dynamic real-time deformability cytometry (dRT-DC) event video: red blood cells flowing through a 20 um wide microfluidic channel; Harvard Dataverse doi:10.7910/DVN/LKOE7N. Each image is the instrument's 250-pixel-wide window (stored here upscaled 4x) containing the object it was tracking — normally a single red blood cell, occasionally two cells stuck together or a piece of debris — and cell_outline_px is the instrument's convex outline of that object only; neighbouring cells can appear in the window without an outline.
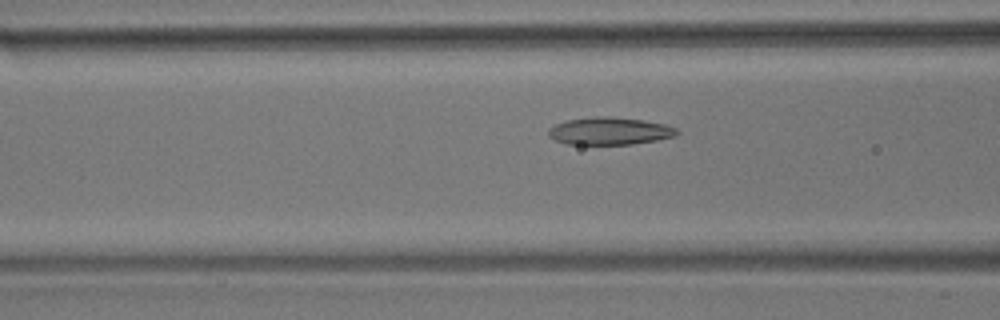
{"species": "common noctule bat (a hibernating species)", "species_latin": "Nyctalus noctula", "temperature_condition": "room temperature", "stored_images_in_passage": 39, "camera_frame_rate_fps": 3000, "um_per_image_px": 0.085, "animal": {"sex": "male", "body_mass_g": 17.9}, "frame": {"image": 1, "passage_image": 5, "time_ms": 1.333, "image_size_px": [1000, 320], "cell_outline_px": [[680, 132], [676, 136], [656, 140], [632, 144], [568, 144], [556, 140], [548, 136], [548, 128], [556, 124], [568, 120], [596, 116], [608, 116], [640, 120], [664, 124], [676, 128]], "centroid_in_image_um": [51.82, 11.14], "position_along_channel_um": 114.8, "area_um2": 20.4}}
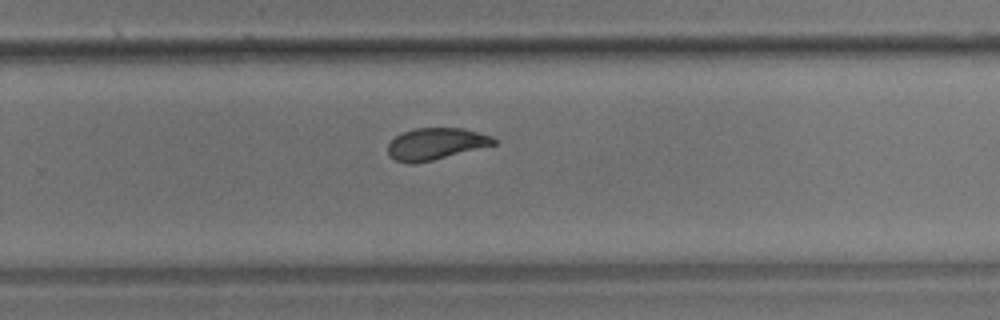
{"frame": {"image": 2, "passage_image": 20, "time_ms": 6.333, "image_size_px": [1000, 320], "cell_outline_px": [[496, 144], [432, 160], [412, 164], [408, 164], [396, 160], [388, 156], [388, 144], [396, 136], [404, 132], [416, 128], [460, 128], [492, 136], [496, 140]], "centroid_in_image_um": [37.01, 12.23], "position_along_channel_um": 292.8, "area_um2": 19.31}}
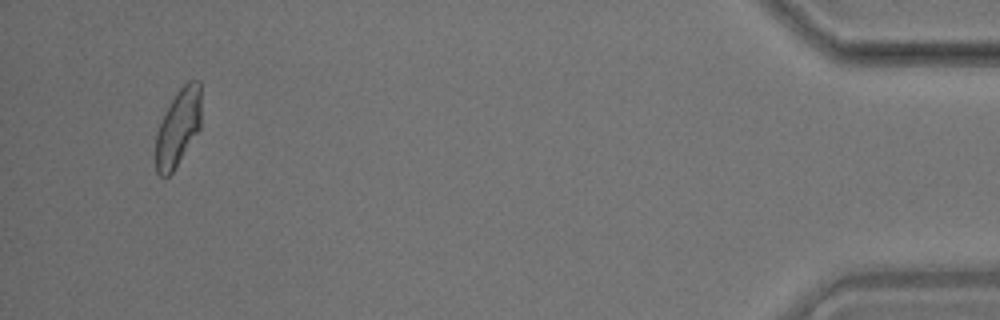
{"frame": {"image": 3, "passage_image": 37, "time_ms": 12.0, "image_size_px": [1000, 320], "cell_outline_px": [[200, 128], [172, 172], [168, 176], [160, 176], [156, 172], [156, 136], [160, 120], [172, 100], [180, 88], [188, 80], [200, 80]], "centroid_in_image_um": [15.13, 10.83], "position_along_channel_um": 420.1, "area_um2": 20.11}, "authors_computed_cell_mechanics": {"area_um2": 20.23, "velocity_mm_per_s": 3.5636, "shape_relaxation_time_tau1_ms": 6.3299, "shape_relaxation_time_tau2_ms": 1.7971, "deformation_change_tau1": 0.1603, "deformation_change_tau2": 0.0677}}